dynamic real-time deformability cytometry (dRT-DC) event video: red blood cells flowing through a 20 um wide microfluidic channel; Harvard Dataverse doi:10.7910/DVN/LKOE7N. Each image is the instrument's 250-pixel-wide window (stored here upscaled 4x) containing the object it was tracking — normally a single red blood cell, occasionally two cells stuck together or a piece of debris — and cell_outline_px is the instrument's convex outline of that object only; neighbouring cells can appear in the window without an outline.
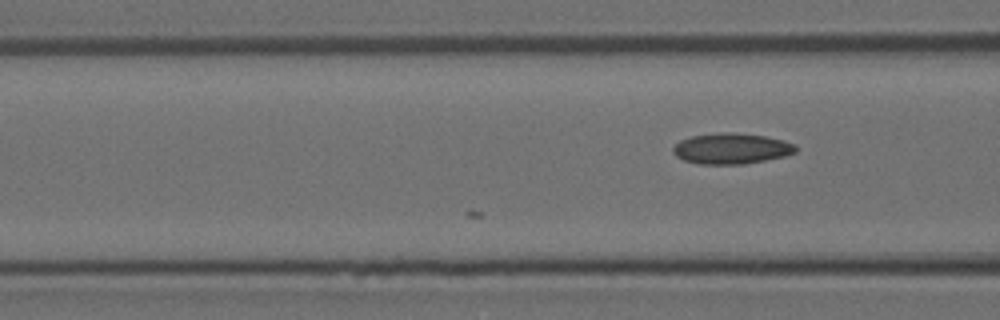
{"species": "Egyptian fruit bat (a non-hibernating species)", "species_latin": "Rousettus aegyptiacus", "temperature_condition": "room temperature", "stored_images_in_passage": 4, "camera_frame_rate_fps": 3000, "um_per_image_px": 0.085, "animal": {"sex": "female"}, "frame": {"image": 1, "passage_image": 4, "time_ms": 1.0, "image_size_px": [1000, 320], "cell_outline_px": [[796, 152], [784, 156], [744, 164], [696, 164], [684, 160], [676, 156], [672, 152], [672, 148], [680, 140], [692, 136], [720, 132], [736, 132], [764, 136], [784, 140], [796, 144]], "centroid_in_image_um": [62.16, 12.62], "position_along_channel_um": 104.4, "area_um2": 22.08}}